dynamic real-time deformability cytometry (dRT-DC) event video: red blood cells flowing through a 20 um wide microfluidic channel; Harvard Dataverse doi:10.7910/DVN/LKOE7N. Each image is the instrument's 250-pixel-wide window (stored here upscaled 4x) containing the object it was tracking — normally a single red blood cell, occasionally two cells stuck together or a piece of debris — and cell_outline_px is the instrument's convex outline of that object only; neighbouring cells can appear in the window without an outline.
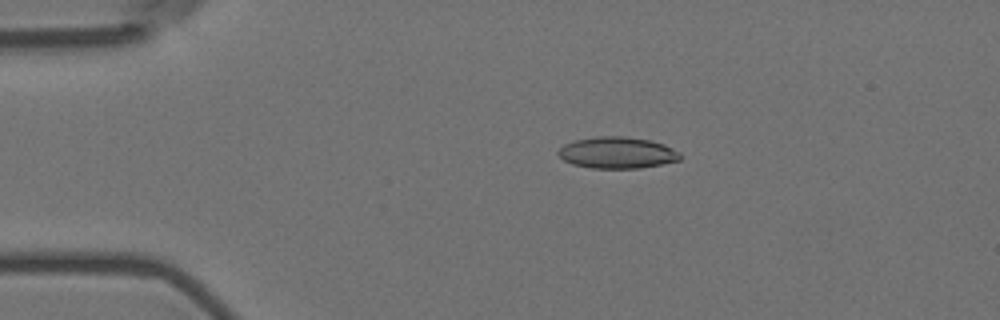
{"species": "Egyptian fruit bat (a non-hibernating species)", "species_latin": "Rousettus aegyptiacus", "temperature_condition": "room temperature", "stored_images_in_passage": 6, "camera_frame_rate_fps": 3000, "um_per_image_px": 0.085, "animal": {"sex": "female"}, "frame": {"image": 1, "passage_image": 4, "time_ms": 1.0, "image_size_px": [1000, 320], "cell_outline_px": [[680, 160], [640, 168], [592, 168], [572, 164], [564, 160], [556, 152], [564, 144], [576, 140], [596, 136], [620, 136], [652, 140], [664, 144], [680, 152]], "centroid_in_image_um": [52.46, 12.97], "position_along_channel_um": 32.5, "area_um2": 22.31}}
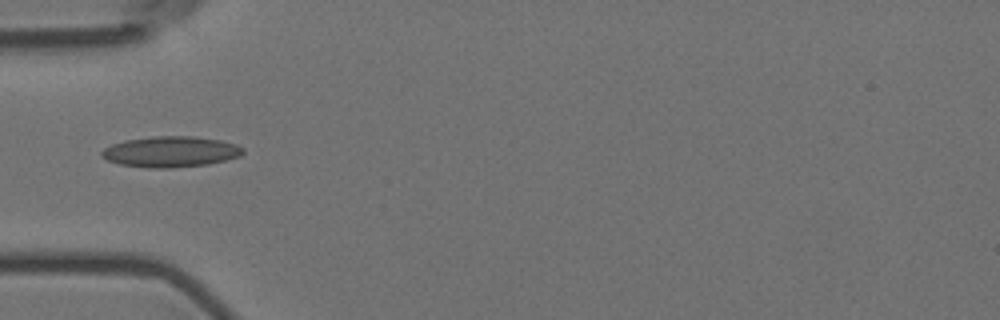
{"frame": {"image": 2, "passage_image": 6, "time_ms": 1.667, "image_size_px": [1000, 320], "cell_outline_px": [[244, 152], [240, 156], [208, 164], [172, 168], [148, 168], [120, 164], [108, 160], [100, 156], [100, 152], [104, 148], [112, 144], [124, 140], [152, 136], [192, 136], [220, 140], [236, 144], [244, 148]], "centroid_in_image_um": [14.49, 12.89], "position_along_channel_um": 70.5, "area_um2": 25.43}}